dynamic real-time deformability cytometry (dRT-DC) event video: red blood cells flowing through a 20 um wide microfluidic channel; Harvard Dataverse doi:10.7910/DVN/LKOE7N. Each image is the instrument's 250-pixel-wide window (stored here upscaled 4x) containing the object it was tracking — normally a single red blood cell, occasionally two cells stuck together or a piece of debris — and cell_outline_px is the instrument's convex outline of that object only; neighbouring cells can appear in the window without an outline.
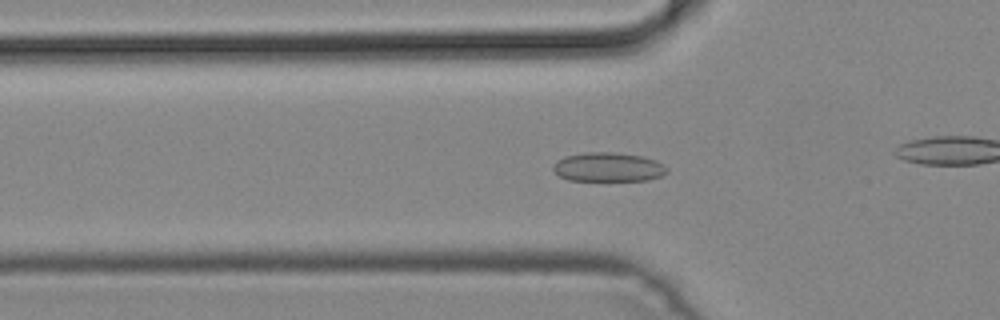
{"species": "common noctule bat (a hibernating species)", "species_latin": "Nyctalus noctula", "temperature_condition": "cold", "stored_images_in_passage": 51, "camera_frame_rate_fps": 3000, "um_per_image_px": 0.085, "animal": {"sex": "male", "body_mass_g": 19.2, "forearm_length_mm": 51.8}, "frame": {"image": 1, "passage_image": 17, "time_ms": 5.333, "image_size_px": [1000, 320], "cell_outline_px": [[668, 172], [660, 176], [648, 180], [568, 180], [560, 176], [552, 168], [552, 164], [556, 160], [564, 156], [588, 152], [612, 152], [644, 156], [656, 160], [664, 164]], "centroid_in_image_um": [51.69, 14.19], "position_along_channel_um": 74.1, "area_um2": 19.36}}
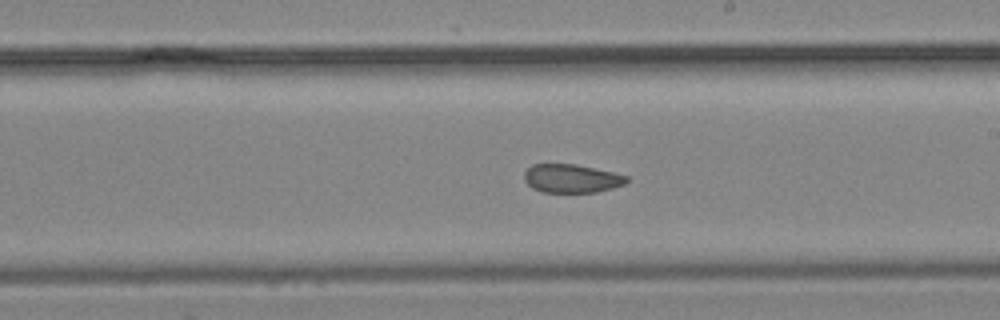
{"frame": {"image": 2, "passage_image": 29, "time_ms": 9.333, "image_size_px": [1000, 320], "cell_outline_px": [[628, 180], [624, 184], [612, 188], [596, 192], [544, 192], [532, 188], [524, 180], [524, 172], [532, 164], [576, 164], [612, 172], [628, 176]], "centroid_in_image_um": [48.56, 15.16], "position_along_channel_um": 240.4, "area_um2": 16.94}}
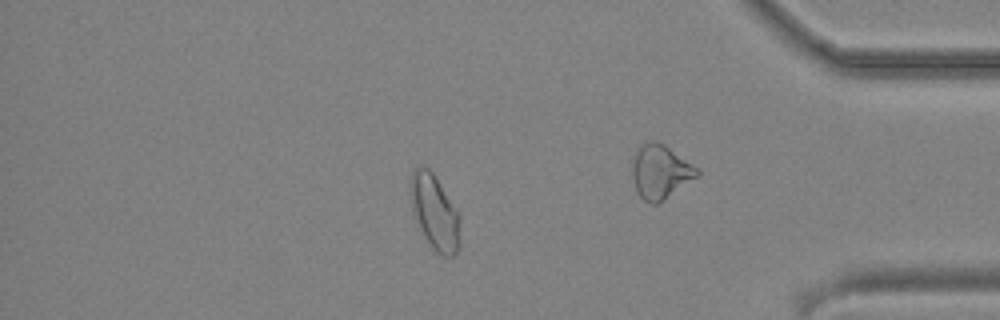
{"frame": {"image": 3, "passage_image": 43, "time_ms": 14.0, "image_size_px": [1000, 320], "cell_outline_px": [[460, 244], [456, 252], [452, 256], [444, 256], [436, 252], [432, 248], [424, 236], [412, 212], [408, 184], [412, 172], [416, 168], [424, 164], [432, 172], [460, 212]], "centroid_in_image_um": [36.94, 18.01], "position_along_channel_um": 398.3, "area_um2": 22.14}}